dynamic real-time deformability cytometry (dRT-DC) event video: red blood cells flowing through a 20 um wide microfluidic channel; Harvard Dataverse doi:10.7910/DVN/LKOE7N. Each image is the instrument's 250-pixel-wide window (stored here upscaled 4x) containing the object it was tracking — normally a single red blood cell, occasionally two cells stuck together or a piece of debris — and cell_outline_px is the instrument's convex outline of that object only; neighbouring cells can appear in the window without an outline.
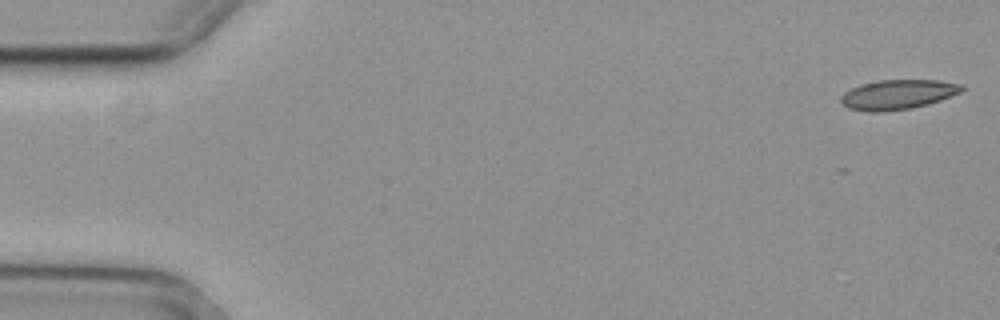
{"species": "common noctule bat (a hibernating species)", "species_latin": "Nyctalus noctula", "temperature_condition": "cold", "stored_images_in_passage": 17, "camera_frame_rate_fps": 3000, "um_per_image_px": 0.085, "animal": {"sex": "female", "body_mass_g": 29.2, "forearm_length_mm": 56.3}, "frame": {"image": 1, "passage_image": 1, "time_ms": 0.0, "image_size_px": [1000, 320], "cell_outline_px": [[964, 88], [960, 92], [940, 100], [928, 104], [912, 108], [884, 112], [868, 112], [848, 108], [840, 100], [840, 96], [844, 92], [860, 84], [876, 80], [936, 80], [964, 84]], "centroid_in_image_um": [76.3, 8.03], "position_along_channel_um": 8.7, "area_um2": 21.04}}
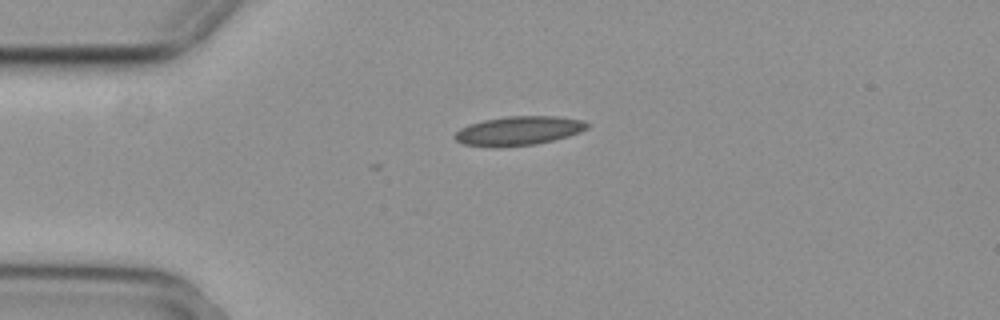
{"frame": {"image": 2, "passage_image": 13, "time_ms": 4.0, "image_size_px": [1000, 320], "cell_outline_px": [[588, 128], [580, 132], [568, 136], [536, 144], [496, 148], [492, 148], [464, 144], [456, 140], [452, 136], [460, 128], [468, 124], [484, 120], [504, 116], [556, 116], [584, 120], [588, 124]], "centroid_in_image_um": [44.05, 11.12], "position_along_channel_um": 41.0, "area_um2": 22.66}}